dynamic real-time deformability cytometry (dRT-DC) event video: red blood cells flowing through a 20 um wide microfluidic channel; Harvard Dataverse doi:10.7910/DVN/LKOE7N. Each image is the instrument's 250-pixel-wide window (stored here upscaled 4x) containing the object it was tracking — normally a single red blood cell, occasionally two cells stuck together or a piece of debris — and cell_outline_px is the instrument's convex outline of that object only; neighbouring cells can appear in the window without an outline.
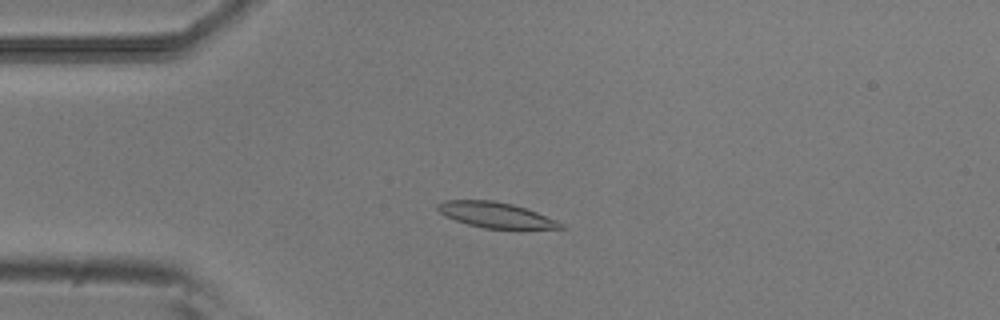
{"species": "common noctule bat (a hibernating species)", "species_latin": "Nyctalus noctula", "temperature_condition": "room temperature", "stored_images_in_passage": 51, "camera_frame_rate_fps": 3000, "um_per_image_px": 0.085, "animal": {"sex": "male", "body_mass_g": 20.5, "forearm_length_mm": 52.5}, "frame": {"image": 1, "passage_image": 13, "time_ms": 4.0, "image_size_px": [1000, 320], "cell_outline_px": [[568, 228], [484, 228], [468, 224], [444, 216], [436, 208], [436, 204], [444, 200], [492, 200], [512, 204], [536, 212], [556, 220], [564, 224]], "centroid_in_image_um": [42.1, 18.26], "position_along_channel_um": 42.9, "area_um2": 18.03}}
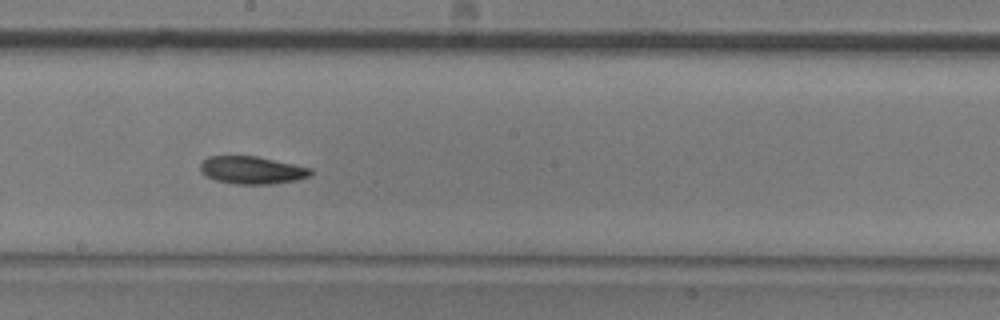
{"frame": {"image": 2, "passage_image": 29, "time_ms": 9.333, "image_size_px": [1000, 320], "cell_outline_px": [[312, 172], [308, 176], [296, 180], [272, 184], [236, 184], [216, 180], [200, 172], [200, 164], [208, 156], [256, 156], [312, 168]], "centroid_in_image_um": [21.4, 14.46], "position_along_channel_um": 226.8, "area_um2": 17.63}}
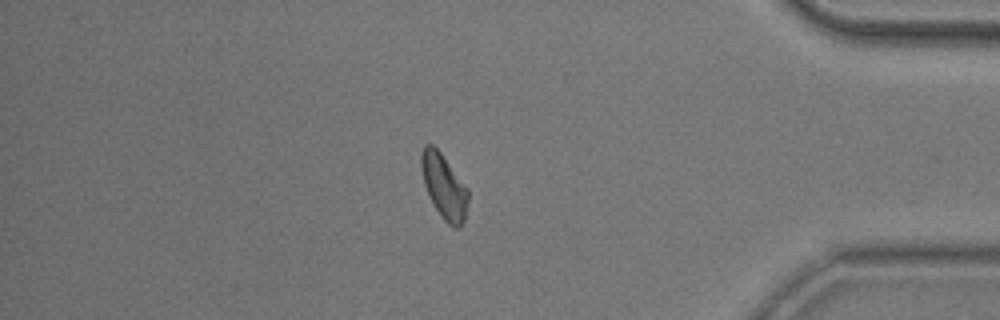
{"frame": {"image": 3, "passage_image": 45, "time_ms": 14.667, "image_size_px": [1000, 320], "cell_outline_px": [[468, 200], [464, 220], [456, 228], [448, 224], [440, 216], [424, 184], [420, 168], [420, 156], [424, 144], [432, 144], [440, 152], [468, 188]], "centroid_in_image_um": [37.72, 15.81], "position_along_channel_um": 397.5, "area_um2": 17.4}}